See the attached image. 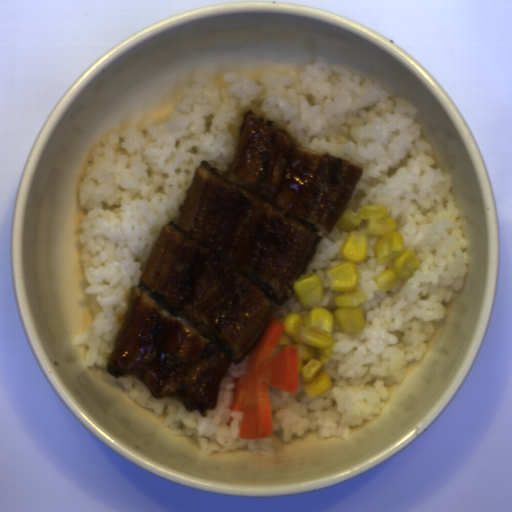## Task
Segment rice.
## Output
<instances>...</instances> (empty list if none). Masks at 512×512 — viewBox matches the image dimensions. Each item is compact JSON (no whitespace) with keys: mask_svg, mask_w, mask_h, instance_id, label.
<instances>
[{"mask_svg":"<svg viewBox=\"0 0 512 512\" xmlns=\"http://www.w3.org/2000/svg\"><path fill=\"white\" fill-rule=\"evenodd\" d=\"M223 81L217 85L198 73L162 123L151 118L120 128L87 158L77 190L87 209L79 224L80 265L95 318L75 342L88 347L85 366L107 367L130 291L139 285L162 228L179 220L202 161L229 169L243 115L254 109L296 143L361 168L346 209L387 208L404 249L419 260L420 270L408 280L380 291L376 279L394 261L379 263L380 238H367V260L355 264L357 288L366 295L359 307L364 330L343 333L334 318L336 344L322 368L331 389L310 397L300 376L296 394L268 385L271 432L284 442L306 430L322 439H347L351 428L378 415L389 388L422 358L463 289L467 237L450 190L452 176L435 164L416 109L372 78L321 56L302 73L228 72Z\"/></svg>","mask_w":512,"mask_h":512,"instance_id":"obj_1","label":"rice"},{"mask_svg":"<svg viewBox=\"0 0 512 512\" xmlns=\"http://www.w3.org/2000/svg\"><path fill=\"white\" fill-rule=\"evenodd\" d=\"M248 354L238 363L230 364L219 383L215 407L206 409L205 415L188 411L184 405L171 397L155 399L145 383L136 376L116 377L129 397L139 406L153 411L156 416L166 414L163 427L169 428L172 435L195 438L203 455L212 452L225 453L247 446V451L257 455L275 454L269 437L245 439L240 437L243 411L229 410L235 387L234 380L244 375Z\"/></svg>","mask_w":512,"mask_h":512,"instance_id":"obj_2","label":"rice"},{"mask_svg":"<svg viewBox=\"0 0 512 512\" xmlns=\"http://www.w3.org/2000/svg\"><path fill=\"white\" fill-rule=\"evenodd\" d=\"M348 233L347 230L341 229L335 225L330 234L320 229L316 230L315 234L322 236V239L316 246L315 254L306 269L305 275L315 273L320 278L322 287L321 301L315 306L303 307L295 294L280 308L275 309L274 319L284 325V320L290 312L297 313L302 318L306 317L308 313L315 308H325L331 313H335L337 308L335 300L340 292L331 291L327 271L344 262L341 251Z\"/></svg>","mask_w":512,"mask_h":512,"instance_id":"obj_3","label":"rice"},{"mask_svg":"<svg viewBox=\"0 0 512 512\" xmlns=\"http://www.w3.org/2000/svg\"><path fill=\"white\" fill-rule=\"evenodd\" d=\"M285 346H286V345H285ZM285 346H278V345H277V346L275 347V349L273 350V352H272V354H271V355L273 356L276 352H278L279 350H281V349H282L283 347H285Z\"/></svg>","mask_w":512,"mask_h":512,"instance_id":"obj_4","label":"rice"}]
</instances>
